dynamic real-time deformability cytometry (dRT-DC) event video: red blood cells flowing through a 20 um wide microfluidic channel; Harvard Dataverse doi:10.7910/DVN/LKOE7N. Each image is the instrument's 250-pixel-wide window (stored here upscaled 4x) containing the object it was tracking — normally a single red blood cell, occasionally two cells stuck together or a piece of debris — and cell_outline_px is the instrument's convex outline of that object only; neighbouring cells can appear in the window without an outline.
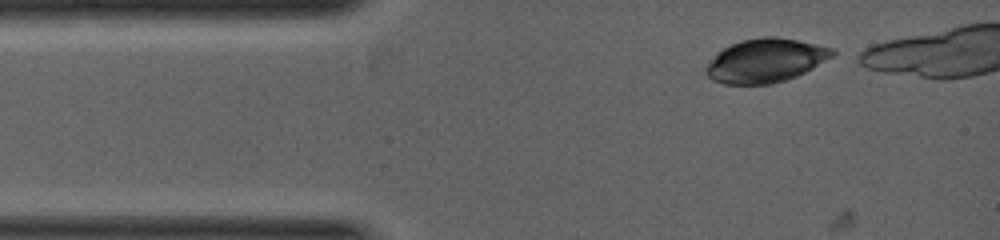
{"species": "common noctule bat (a hibernating species)", "species_latin": "Nyctalus noctula", "temperature_condition": "warm", "stored_images_in_passage": 2, "camera_frame_rate_fps": 5000, "um_per_image_px": 0.085, "animal": {"sex": "female", "body_mass_g": 19.0, "forearm_length_mm": 53.3}, "frame": {"image": 1, "passage_image": 1, "time_ms": 0.0, "image_size_px": [1000, 240], "cell_outline_px": [[836, 52], [832, 56], [812, 68], [796, 76], [772, 84], [724, 84], [712, 80], [704, 72], [704, 68], [724, 48], [740, 40], [764, 36], [776, 36], [816, 44], [832, 48]], "centroid_in_image_um": [65.06, 5.15], "position_along_channel_um": 19.9, "area_um2": 31.85}}